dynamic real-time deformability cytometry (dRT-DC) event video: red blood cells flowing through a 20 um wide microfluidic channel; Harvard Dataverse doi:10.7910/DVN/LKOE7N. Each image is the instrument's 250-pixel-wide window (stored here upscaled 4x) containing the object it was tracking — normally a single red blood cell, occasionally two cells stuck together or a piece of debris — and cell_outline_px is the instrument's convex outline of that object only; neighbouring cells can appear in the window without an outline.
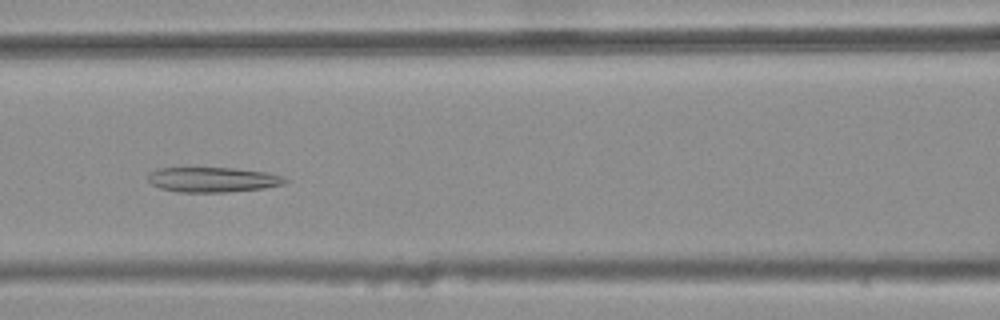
{"species": "common noctule bat (a hibernating species)", "species_latin": "Nyctalus noctula", "temperature_condition": "warm", "stored_images_in_passage": 38, "camera_frame_rate_fps": 3000, "um_per_image_px": 0.085, "animal": {"sex": "female", "body_mass_g": 25.1}, "frame": {"image": 1, "passage_image": 16, "time_ms": 5.0, "image_size_px": [1000, 320], "cell_outline_px": [[288, 180], [284, 184], [264, 188], [228, 192], [176, 192], [160, 188], [152, 184], [148, 180], [148, 172], [160, 168], [232, 168], [268, 172], [284, 176]], "centroid_in_image_um": [18.1, 15.27], "position_along_channel_um": 148.5, "area_um2": 20.06}}
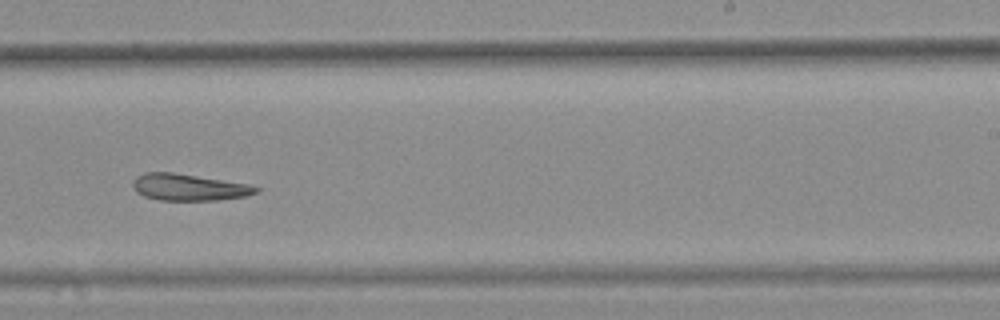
{"frame": {"image": 2, "passage_image": 26, "time_ms": 8.333, "image_size_px": [1000, 320], "cell_outline_px": [[260, 188], [256, 192], [248, 196], [216, 200], [160, 200], [144, 196], [136, 192], [132, 184], [132, 180], [136, 176], [144, 172], [172, 172], [252, 184]], "centroid_in_image_um": [16.05, 15.91], "position_along_channel_um": 272.9, "area_um2": 19.31}}
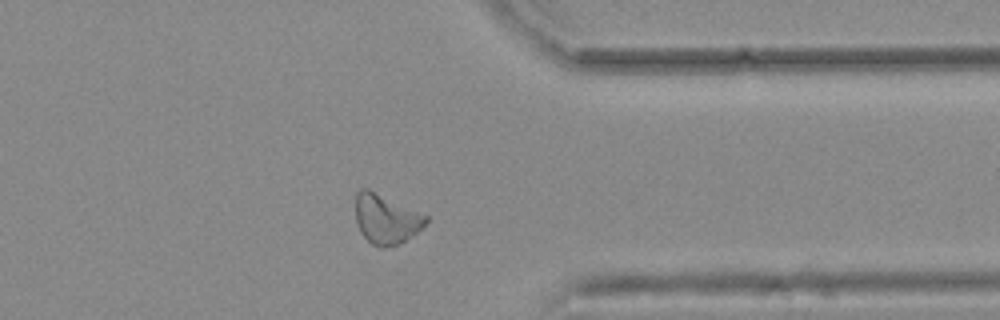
{"frame": {"image": 3, "passage_image": 35, "time_ms": 11.333, "image_size_px": [1000, 320], "cell_outline_px": [[428, 220], [412, 236], [396, 244], [384, 248], [380, 248], [372, 244], [360, 232], [356, 220], [356, 192], [360, 188], [368, 188], [428, 216]], "centroid_in_image_um": [32.78, 18.6], "position_along_channel_um": 378.6, "area_um2": 20.06}}